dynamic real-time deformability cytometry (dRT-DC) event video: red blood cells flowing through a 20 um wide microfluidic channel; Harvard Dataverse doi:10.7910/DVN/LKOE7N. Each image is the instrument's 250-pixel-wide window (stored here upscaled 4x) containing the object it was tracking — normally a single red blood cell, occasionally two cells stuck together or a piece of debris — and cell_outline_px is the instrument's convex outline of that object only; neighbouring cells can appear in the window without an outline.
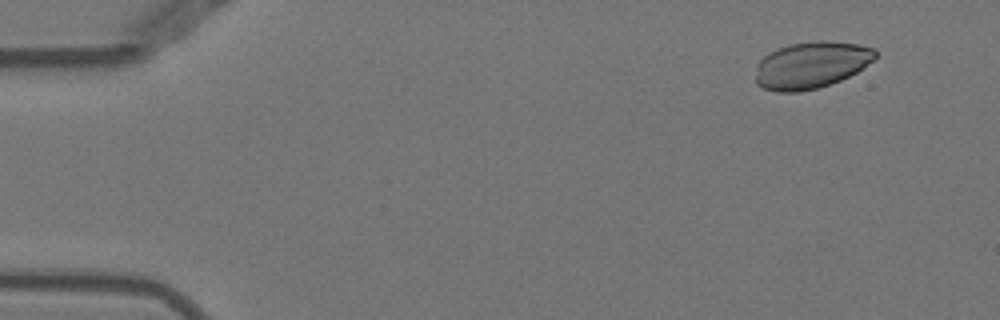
{"species": "Egyptian fruit bat (a non-hibernating species)", "species_latin": "Rousettus aegyptiacus", "temperature_condition": "warm", "stored_images_in_passage": 52, "camera_frame_rate_fps": 3000, "um_per_image_px": 0.085, "animal": {"sex": "female"}, "frame": {"image": 1, "passage_image": 5, "time_ms": 1.333, "image_size_px": [1000, 320], "cell_outline_px": [[876, 56], [872, 60], [856, 72], [840, 80], [816, 88], [800, 92], [780, 92], [764, 88], [756, 84], [756, 68], [760, 60], [768, 52], [776, 48], [788, 44], [820, 40], [824, 40], [860, 44], [872, 48], [876, 52]], "centroid_in_image_um": [68.91, 5.51], "position_along_channel_um": 16.1, "area_um2": 32.54}}